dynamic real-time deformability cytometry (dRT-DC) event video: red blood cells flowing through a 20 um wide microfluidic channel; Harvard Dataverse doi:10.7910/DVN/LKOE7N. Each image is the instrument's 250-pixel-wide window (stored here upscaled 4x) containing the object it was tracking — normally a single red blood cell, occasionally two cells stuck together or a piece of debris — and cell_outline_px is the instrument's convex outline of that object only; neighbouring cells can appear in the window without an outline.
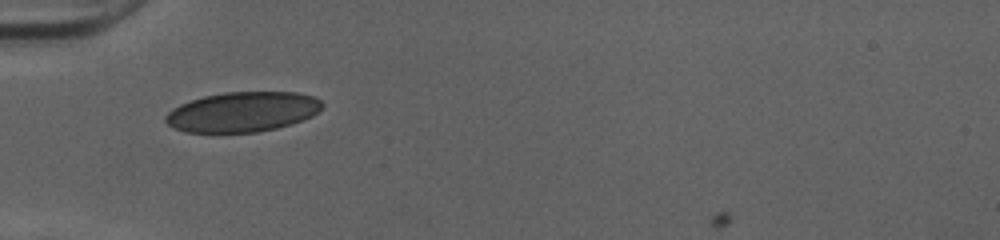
{"species": "human", "species_latin": "Homo sapiens", "temperature_condition": "cold", "stored_images_in_passage": 35, "camera_frame_rate_fps": 3000, "um_per_image_px": 0.085, "donor": {"sex": "female"}, "frame": {"image": 1, "passage_image": 1, "time_ms": 0.0, "image_size_px": [1000, 240], "cell_outline_px": [[324, 104], [312, 116], [292, 124], [276, 128], [256, 132], [184, 132], [172, 128], [164, 120], [164, 116], [172, 108], [180, 104], [204, 96], [224, 92], [296, 92], [316, 96]], "centroid_in_image_um": [20.6, 9.5], "position_along_channel_um": 64.4, "area_um2": 36.59}}
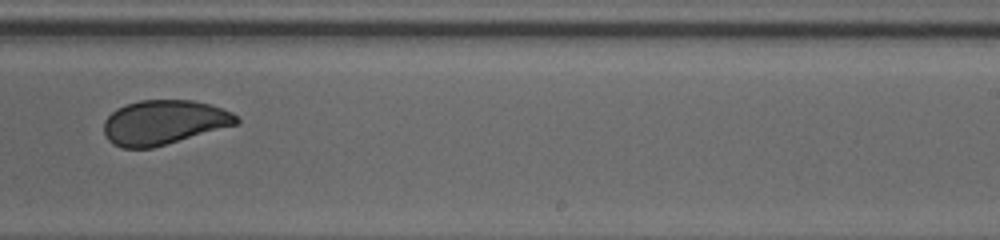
{"frame": {"image": 2, "passage_image": 17, "time_ms": 5.333, "image_size_px": [1000, 240], "cell_outline_px": [[240, 120], [236, 124], [152, 148], [124, 148], [112, 144], [108, 140], [104, 132], [104, 120], [116, 108], [124, 104], [140, 100], [192, 100], [208, 104], [232, 112]], "centroid_in_image_um": [13.87, 10.39], "position_along_channel_um": 275.1, "area_um2": 34.1}}
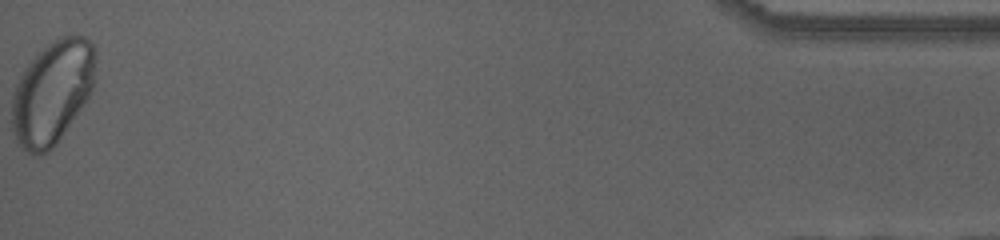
{"frame": {"image": 3, "passage_image": 35, "time_ms": 11.333, "image_size_px": [1000, 240], "cell_outline_px": [[96, 56], [92, 88], [84, 104], [56, 144], [48, 152], [36, 156], [24, 152], [16, 140], [12, 128], [12, 96], [16, 84], [24, 68], [48, 44], [60, 36], [84, 36], [96, 48]], "centroid_in_image_um": [4.43, 7.88], "position_along_channel_um": 430.8, "area_um2": 50.23}, "authors_computed_cell_mechanics": {"area_um2": 36.2984, "velocity_mm_per_s": 4.0207, "shape_relaxation_time_tau1_ms": 7.2943, "shape_relaxation_time_tau2_ms": null, "deformation_change_tau1": 0.1393, "deformation_change_tau2": null}}